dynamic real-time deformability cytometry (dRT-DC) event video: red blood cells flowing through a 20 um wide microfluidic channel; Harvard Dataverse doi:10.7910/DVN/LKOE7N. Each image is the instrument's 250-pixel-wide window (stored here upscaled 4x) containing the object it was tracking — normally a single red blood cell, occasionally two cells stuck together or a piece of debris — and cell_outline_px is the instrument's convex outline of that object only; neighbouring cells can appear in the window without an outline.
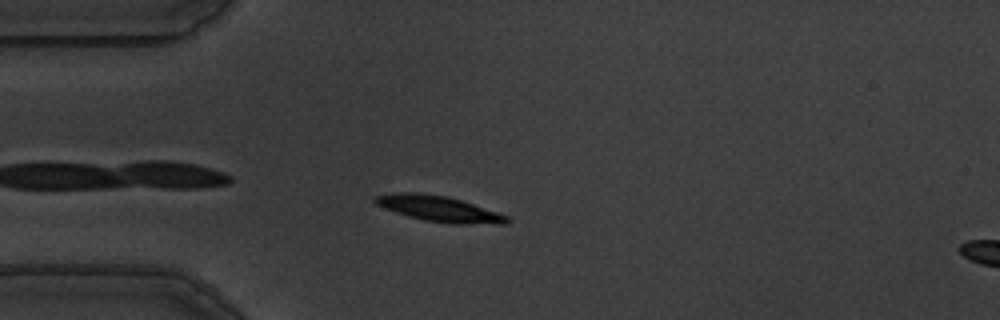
{"species": "common noctule bat (a hibernating species)", "species_latin": "Nyctalus noctula", "temperature_condition": "warm", "stored_images_in_passage": 44, "camera_frame_rate_fps": 3000, "um_per_image_px": 0.085, "animal": {"sex": "male", "body_mass_g": 19.5, "forearm_length_mm": 54.6}, "frame": {"image": 1, "passage_image": 3, "time_ms": 0.667, "image_size_px": [1000, 320], "cell_outline_px": [[512, 220], [508, 224], [452, 224], [424, 220], [408, 216], [384, 208], [376, 204], [372, 200], [372, 196], [396, 192], [420, 192], [448, 196], [500, 212], [508, 216]], "centroid_in_image_um": [37.35, 17.74], "position_along_channel_um": 47.7, "area_um2": 20.17}}
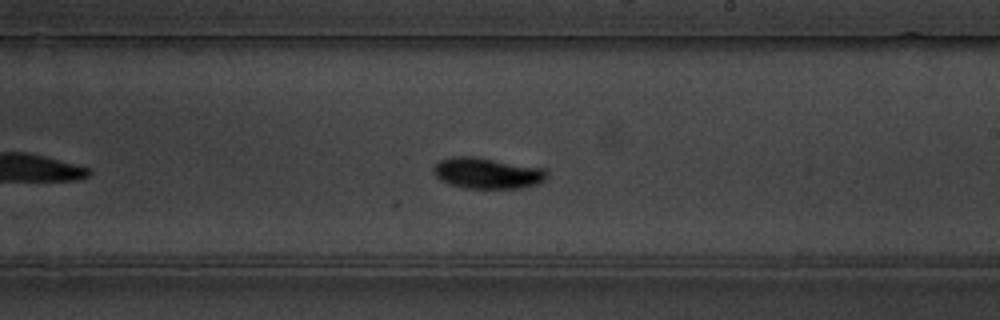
{"frame": {"image": 2, "passage_image": 21, "time_ms": 6.667, "image_size_px": [1000, 320], "cell_outline_px": [[548, 176], [544, 180], [536, 184], [524, 188], [464, 188], [448, 184], [440, 180], [436, 176], [432, 168], [440, 160], [452, 156], [472, 156], [544, 168], [548, 172]], "centroid_in_image_um": [41.41, 14.72], "position_along_channel_um": 247.6, "area_um2": 20.52}}
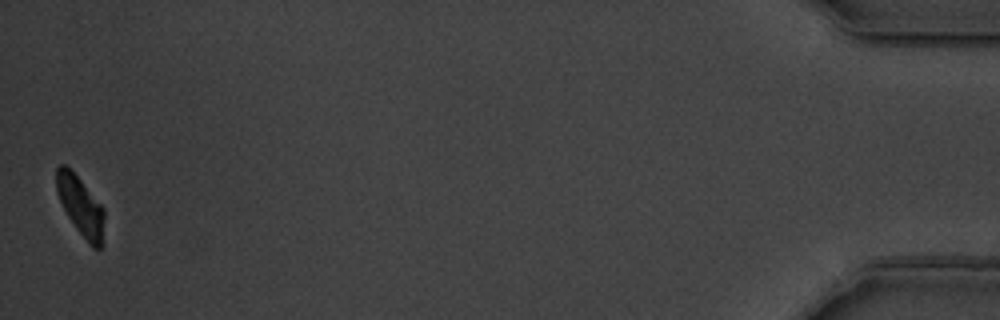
{"frame": {"image": 3, "passage_image": 44, "time_ms": 14.333, "image_size_px": [1000, 320], "cell_outline_px": [[104, 244], [100, 248], [92, 248], [76, 228], [68, 216], [56, 192], [56, 168], [60, 164], [64, 164], [80, 180], [104, 208]], "centroid_in_image_um": [6.88, 17.56], "position_along_channel_um": 428.3, "area_um2": 16.42}, "authors_computed_cell_mechanics": {"area_um2": 19.1607, "velocity_mm_per_s": 3.5582, "shape_relaxation_time_tau1_ms": 3.1892, "shape_relaxation_time_tau2_ms": 6.026, "deformation_change_tau1": 0.1432, "deformation_change_tau2": 0.0566}}